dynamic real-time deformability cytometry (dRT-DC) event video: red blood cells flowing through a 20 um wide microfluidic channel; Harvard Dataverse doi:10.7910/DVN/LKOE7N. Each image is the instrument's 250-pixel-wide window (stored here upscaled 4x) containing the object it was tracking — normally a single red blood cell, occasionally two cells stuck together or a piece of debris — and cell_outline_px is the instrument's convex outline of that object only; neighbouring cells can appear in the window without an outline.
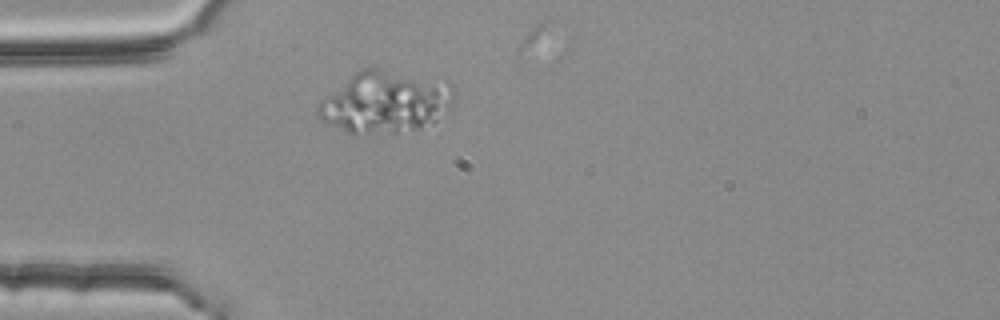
{"species": "common noctule bat (a hibernating species)", "species_latin": "Nyctalus noctula", "temperature_condition": "room temperature", "stored_images_in_passage": 1, "camera_frame_rate_fps": 3000, "um_per_image_px": 0.085, "animal": {"sex": "female", "body_mass_g": 25.1}, "frame": {"image": 1, "passage_image": 1, "time_ms": 0.0, "image_size_px": [1000, 320], "cell_outline_px": [[456, 100], [452, 112], [432, 124], [420, 128], [396, 132], [348, 132], [328, 124], [320, 120], [316, 112], [316, 108], [320, 100], [360, 68], [368, 64], [372, 64], [448, 80], [456, 88]], "centroid_in_image_um": [32.88, 8.59], "position_along_channel_um": 52.1, "area_um2": 50.92}}